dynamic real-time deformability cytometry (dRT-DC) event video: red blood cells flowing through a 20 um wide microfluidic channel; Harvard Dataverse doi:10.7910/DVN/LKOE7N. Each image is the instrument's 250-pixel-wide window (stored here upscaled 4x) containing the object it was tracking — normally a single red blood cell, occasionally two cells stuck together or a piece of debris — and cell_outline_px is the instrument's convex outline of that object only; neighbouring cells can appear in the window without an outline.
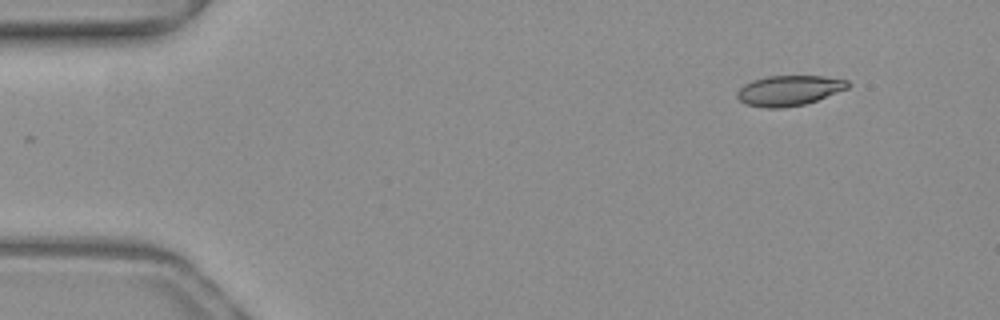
{"species": "common noctule bat (a hibernating species)", "species_latin": "Nyctalus noctula", "temperature_condition": "warm", "stored_images_in_passage": 47, "camera_frame_rate_fps": 3000, "um_per_image_px": 0.085, "animal": {"sex": "female", "body_mass_g": 19.3, "forearm_length_mm": 54.1}, "frame": {"image": 1, "passage_image": 1, "time_ms": 0.0, "image_size_px": [1000, 320], "cell_outline_px": [[852, 84], [848, 88], [816, 100], [804, 104], [780, 108], [768, 108], [744, 104], [736, 96], [736, 92], [744, 84], [752, 80], [768, 76], [824, 76], [848, 80]], "centroid_in_image_um": [67.06, 7.68], "position_along_channel_um": 17.9, "area_um2": 19.48}}
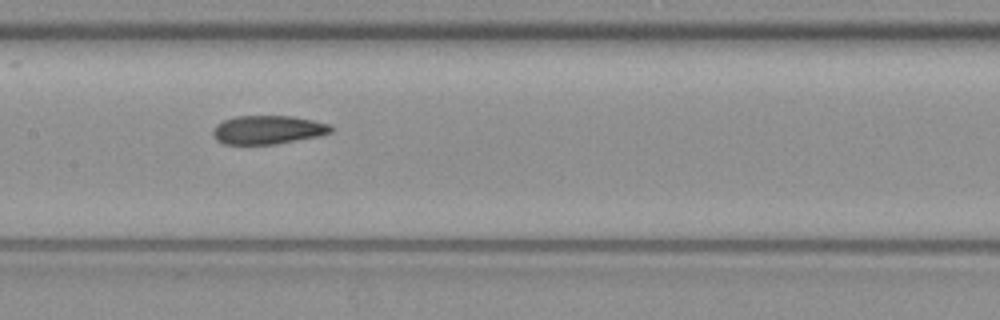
{"frame": {"image": 2, "passage_image": 21, "time_ms": 6.667, "image_size_px": [1000, 320], "cell_outline_px": [[332, 132], [316, 136], [276, 144], [224, 144], [216, 140], [212, 136], [212, 132], [216, 124], [224, 120], [236, 116], [292, 116], [312, 120], [328, 124], [332, 128]], "centroid_in_image_um": [22.71, 11.03], "position_along_channel_um": 184.7, "area_um2": 19.54}}
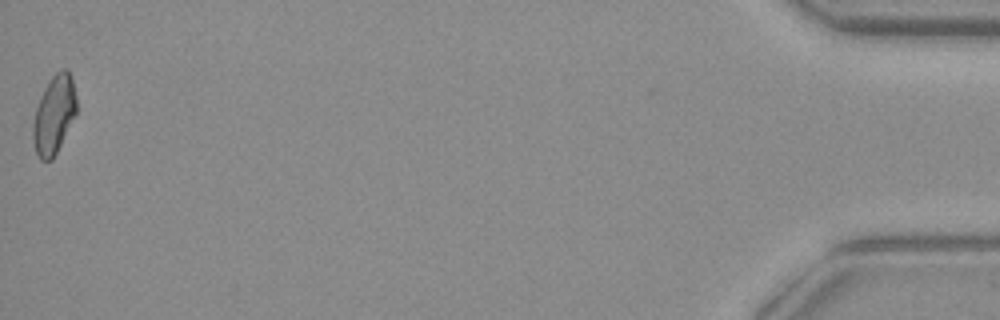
{"frame": {"image": 3, "passage_image": 47, "time_ms": 15.333, "image_size_px": [1000, 320], "cell_outline_px": [[76, 112], [52, 160], [40, 160], [36, 152], [32, 136], [32, 124], [36, 108], [40, 96], [44, 88], [52, 76], [60, 68], [68, 68], [72, 76], [76, 96]], "centroid_in_image_um": [4.58, 9.69], "position_along_channel_um": 430.6, "area_um2": 19.77}, "authors_computed_cell_mechanics": {"area_um2": 19.9988, "velocity_mm_per_s": 4.0241, "shape_relaxation_time_tau1_ms": null, "shape_relaxation_time_tau2_ms": 2.8974, "deformation_change_tau1": null, "deformation_change_tau2": 0.0867}}